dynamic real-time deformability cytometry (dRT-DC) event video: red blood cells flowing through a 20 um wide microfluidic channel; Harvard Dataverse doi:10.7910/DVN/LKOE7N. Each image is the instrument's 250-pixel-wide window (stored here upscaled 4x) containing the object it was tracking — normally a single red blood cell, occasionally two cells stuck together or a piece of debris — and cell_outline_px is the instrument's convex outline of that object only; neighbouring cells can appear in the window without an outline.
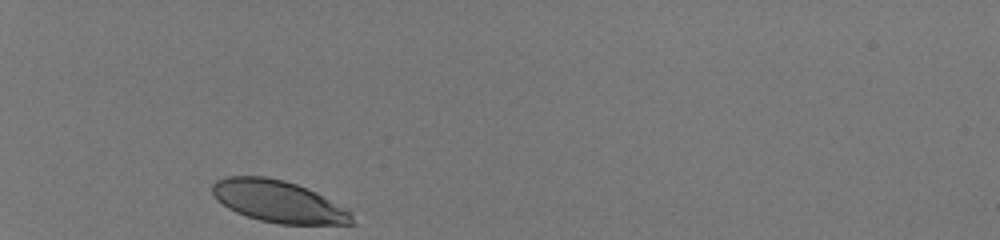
{"species": "human", "species_latin": "Homo sapiens", "temperature_condition": "room temperature", "stored_images_in_passage": 29, "camera_frame_rate_fps": 3000, "um_per_image_px": 0.085, "donor": {"sex": "male"}, "frame": {"image": 1, "passage_image": 1, "time_ms": 0.0, "image_size_px": [1000, 240], "cell_outline_px": [[356, 224], [280, 224], [260, 220], [236, 212], [228, 208], [216, 200], [212, 192], [212, 184], [216, 180], [228, 176], [264, 176], [284, 180], [308, 188], [316, 192], [352, 212]], "centroid_in_image_um": [23.66, 17.12], "position_along_channel_um": 61.3, "area_um2": 34.1}}
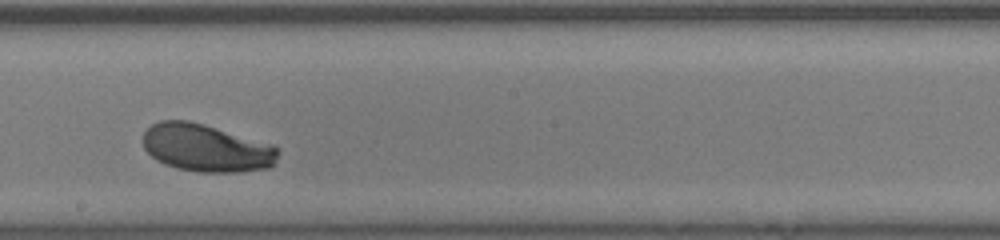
{"frame": {"image": 2, "passage_image": 16, "time_ms": 5.0, "image_size_px": [1000, 240], "cell_outline_px": [[276, 164], [272, 168], [236, 172], [196, 172], [176, 168], [164, 164], [156, 160], [144, 148], [144, 132], [152, 124], [160, 120], [188, 120], [204, 124], [272, 144], [276, 148]], "centroid_in_image_um": [17.53, 12.58], "position_along_channel_um": 230.7, "area_um2": 37.51}}
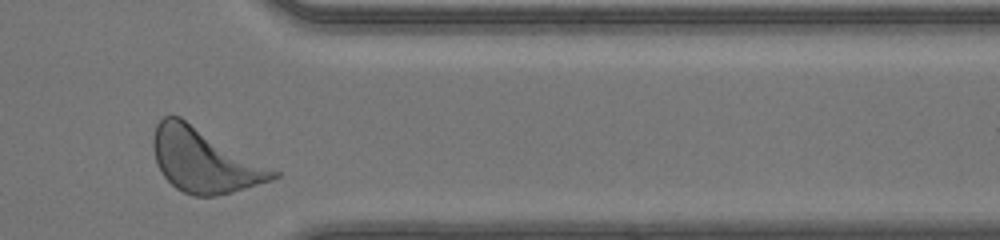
{"frame": {"image": 3, "passage_image": 28, "time_ms": 9.0, "image_size_px": [1000, 240], "cell_outline_px": [[280, 176], [272, 180], [232, 192], [216, 196], [192, 196], [176, 188], [164, 176], [156, 164], [152, 148], [152, 136], [156, 124], [164, 116], [180, 116], [280, 172]], "centroid_in_image_um": [17.34, 13.63], "position_along_channel_um": 394.1, "area_um2": 44.62}, "authors_computed_cell_mechanics": {"area_um2": 37.4544, "velocity_mm_per_s": 4.1066, "shape_relaxation_time_tau1_ms": 2.779, "shape_relaxation_time_tau2_ms": null, "deformation_change_tau1": 0.1773, "deformation_change_tau2": null}}